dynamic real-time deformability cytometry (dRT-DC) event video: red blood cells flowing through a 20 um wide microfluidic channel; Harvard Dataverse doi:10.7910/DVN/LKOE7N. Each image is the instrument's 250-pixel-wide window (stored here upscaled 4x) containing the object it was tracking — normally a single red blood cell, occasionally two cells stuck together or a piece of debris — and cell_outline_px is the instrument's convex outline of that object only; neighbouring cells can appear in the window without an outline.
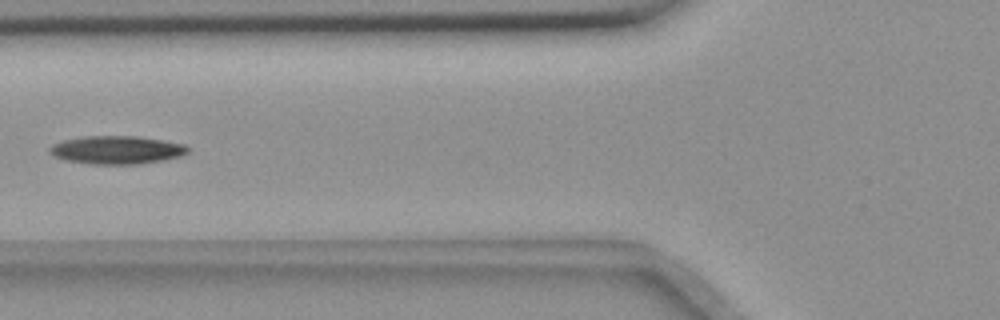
{"species": "common noctule bat (a hibernating species)", "species_latin": "Nyctalus noctula", "temperature_condition": "room temperature", "stored_images_in_passage": 6, "camera_frame_rate_fps": 3000, "um_per_image_px": 0.085, "animal": {"sex": "female", "body_mass_g": 18.4}, "frame": {"image": 1, "passage_image": 6, "time_ms": 5.667, "image_size_px": [1000, 320], "cell_outline_px": [[188, 152], [180, 156], [164, 160], [140, 164], [92, 164], [64, 160], [52, 156], [48, 152], [48, 148], [52, 144], [64, 140], [84, 136], [136, 136], [184, 144], [188, 148]], "centroid_in_image_um": [9.86, 12.75], "position_along_channel_um": 115.9, "area_um2": 22.72}}